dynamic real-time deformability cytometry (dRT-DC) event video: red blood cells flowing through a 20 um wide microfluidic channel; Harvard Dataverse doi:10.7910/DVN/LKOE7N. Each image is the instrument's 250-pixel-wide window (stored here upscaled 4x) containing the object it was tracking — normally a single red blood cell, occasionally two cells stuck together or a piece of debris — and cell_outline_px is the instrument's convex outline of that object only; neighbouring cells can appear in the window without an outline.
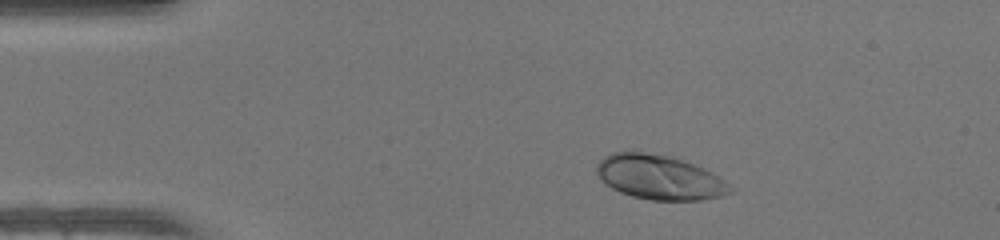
{"species": "human", "species_latin": "Homo sapiens", "temperature_condition": "warm", "stored_images_in_passage": 41, "camera_frame_rate_fps": 3000, "um_per_image_px": 0.085, "donor": {"sex": "female"}, "frame": {"image": 1, "passage_image": 1, "time_ms": 0.0, "image_size_px": [1000, 240], "cell_outline_px": [[736, 188], [732, 192], [720, 196], [700, 200], [652, 200], [632, 196], [620, 192], [604, 184], [600, 180], [596, 172], [596, 164], [604, 156], [612, 152], [644, 152], [668, 156], [704, 168], [712, 172]], "centroid_in_image_um": [56.04, 15.08], "position_along_channel_um": 29.0, "area_um2": 34.62}}
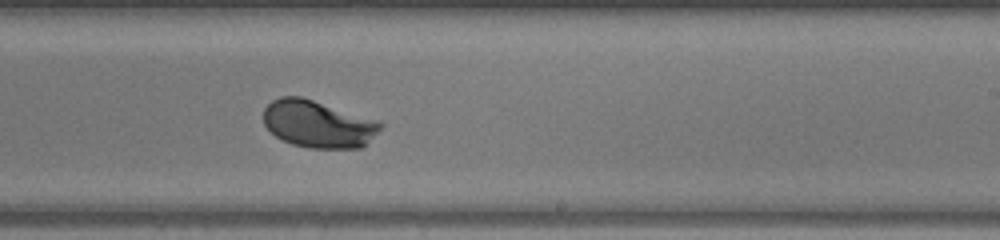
{"frame": {"image": 2, "passage_image": 22, "time_ms": 7.0, "image_size_px": [1000, 240], "cell_outline_px": [[384, 124], [360, 148], [308, 148], [292, 144], [276, 136], [264, 124], [264, 108], [272, 100], [280, 96], [300, 96], [380, 120]], "centroid_in_image_um": [27.03, 10.52], "position_along_channel_um": 262.0, "area_um2": 32.02}}
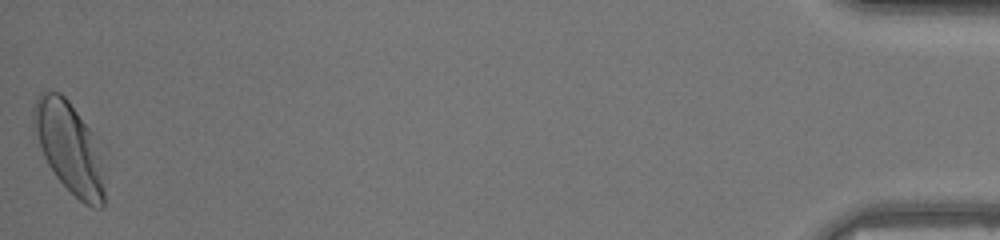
{"frame": {"image": 3, "passage_image": 41, "time_ms": 13.333, "image_size_px": [1000, 240], "cell_outline_px": [[104, 208], [92, 208], [84, 204], [56, 176], [48, 164], [44, 156], [32, 128], [32, 108], [40, 92], [60, 92], [68, 100], [92, 132], [100, 160], [104, 188]], "centroid_in_image_um": [5.85, 12.53], "position_along_channel_um": 429.4, "area_um2": 36.93}, "authors_computed_cell_mechanics": {"area_um2": 32.368, "velocity_mm_per_s": 4.2197, "shape_relaxation_time_tau1_ms": 1.848, "shape_relaxation_time_tau2_ms": null, "deformation_change_tau1": 0.1527, "deformation_change_tau2": null}}